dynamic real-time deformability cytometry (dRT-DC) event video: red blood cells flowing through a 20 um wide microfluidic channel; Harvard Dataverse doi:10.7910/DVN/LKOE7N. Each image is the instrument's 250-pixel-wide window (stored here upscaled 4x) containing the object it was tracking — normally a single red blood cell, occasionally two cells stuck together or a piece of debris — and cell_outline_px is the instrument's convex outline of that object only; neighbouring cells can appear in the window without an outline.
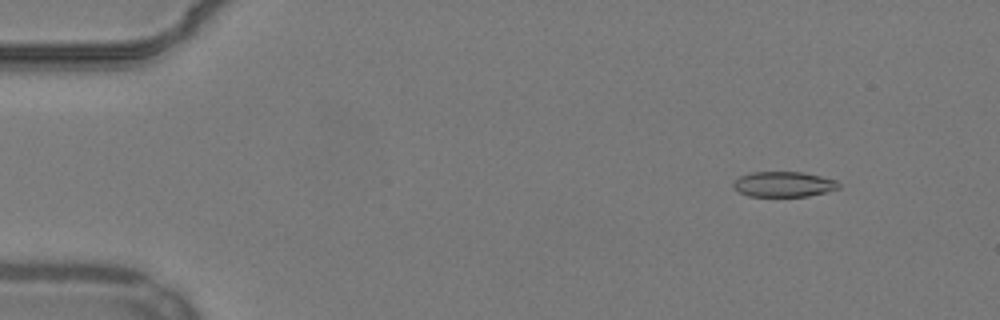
{"species": "common noctule bat (a hibernating species)", "species_latin": "Nyctalus noctula", "temperature_condition": "warm", "stored_images_in_passage": 55, "camera_frame_rate_fps": 3000, "um_per_image_px": 0.085, "animal": {"sex": "male", "body_mass_g": 19.2, "forearm_length_mm": 51.8}, "frame": {"image": 1, "passage_image": 7, "time_ms": 2.0, "image_size_px": [1000, 320], "cell_outline_px": [[840, 188], [808, 196], [748, 196], [732, 188], [732, 184], [740, 176], [752, 172], [804, 172], [836, 180], [840, 184]], "centroid_in_image_um": [66.6, 15.66], "position_along_channel_um": 18.4, "area_um2": 15.49}}
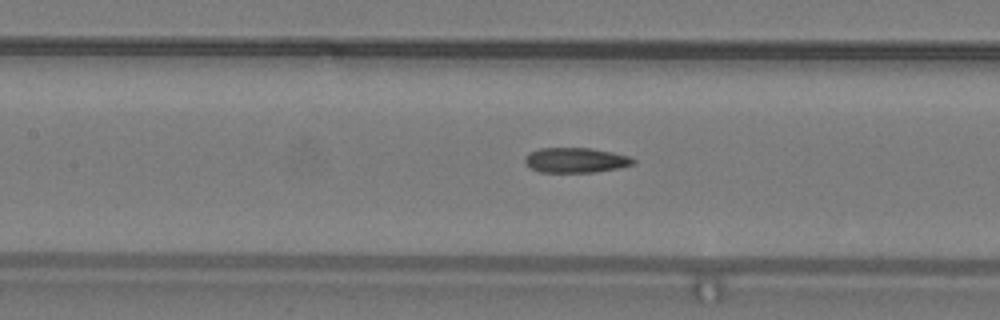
{"frame": {"image": 2, "passage_image": 26, "time_ms": 8.333, "image_size_px": [1000, 320], "cell_outline_px": [[636, 164], [616, 168], [592, 172], [540, 172], [532, 168], [524, 160], [524, 156], [528, 152], [540, 148], [592, 148], [612, 152], [628, 156], [636, 160]], "centroid_in_image_um": [48.93, 13.6], "position_along_channel_um": 158.5, "area_um2": 15.72}}
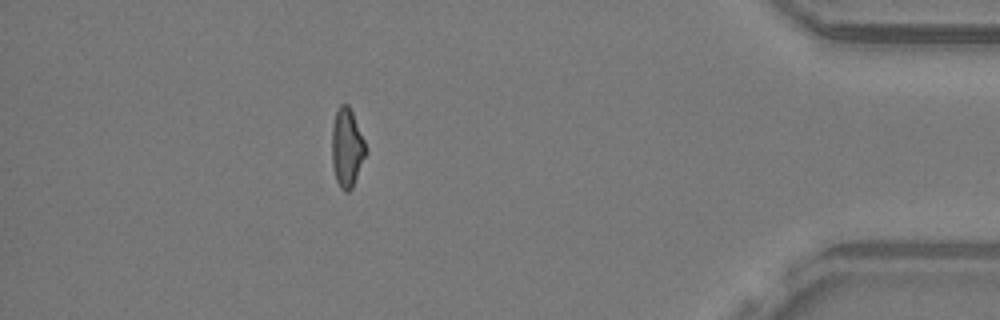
{"frame": {"image": 3, "passage_image": 49, "time_ms": 16.0, "image_size_px": [1000, 320], "cell_outline_px": [[368, 152], [352, 188], [348, 192], [344, 192], [340, 188], [336, 180], [332, 164], [332, 124], [336, 108], [340, 104], [348, 104], [352, 112], [364, 140]], "centroid_in_image_um": [29.49, 12.56], "position_along_channel_um": 405.7, "area_um2": 15.78}, "authors_computed_cell_mechanics": {"area_um2": 16.2418, "velocity_mm_per_s": 3.8463, "shape_relaxation_time_tau1_ms": null, "shape_relaxation_time_tau2_ms": 3.391, "deformation_change_tau1": null, "deformation_change_tau2": 0.1157}}